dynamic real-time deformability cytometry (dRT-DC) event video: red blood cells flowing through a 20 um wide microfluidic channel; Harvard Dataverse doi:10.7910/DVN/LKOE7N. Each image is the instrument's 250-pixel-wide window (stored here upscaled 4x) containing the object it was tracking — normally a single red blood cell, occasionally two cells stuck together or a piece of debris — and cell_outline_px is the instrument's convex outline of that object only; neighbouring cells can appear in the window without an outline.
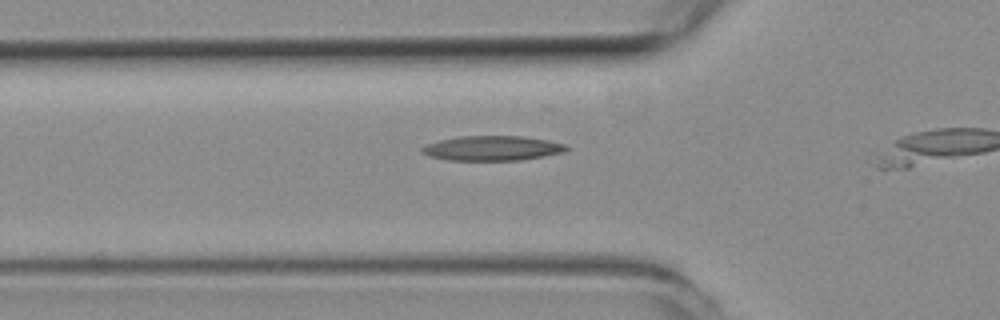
{"species": "common noctule bat (a hibernating species)", "species_latin": "Nyctalus noctula", "temperature_condition": "room temperature", "stored_images_in_passage": 11, "camera_frame_rate_fps": 3000, "um_per_image_px": 0.085, "animal": {"sex": "female", "body_mass_g": 19.3, "forearm_length_mm": 54.1}, "frame": {"image": 1, "passage_image": 7, "time_ms": 2.0, "image_size_px": [1000, 320], "cell_outline_px": [[572, 148], [564, 152], [520, 160], [448, 160], [428, 156], [420, 152], [420, 148], [424, 144], [456, 136], [524, 136], [548, 140], [568, 144]], "centroid_in_image_um": [41.84, 12.59], "position_along_channel_um": 84.0, "area_um2": 21.15}}
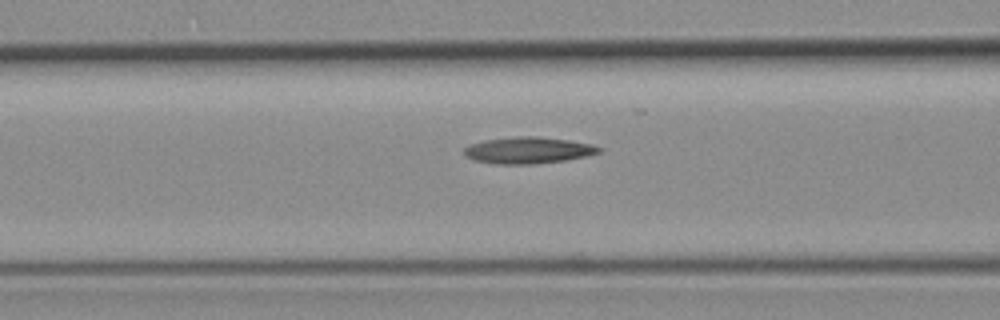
{"frame": {"image": 2, "passage_image": 10, "time_ms": 3.0, "image_size_px": [1000, 320], "cell_outline_px": [[600, 152], [588, 156], [564, 160], [532, 164], [496, 164], [476, 160], [464, 156], [464, 148], [468, 144], [484, 140], [516, 136], [536, 136], [568, 140], [592, 144], [600, 148]], "centroid_in_image_um": [44.86, 12.77], "position_along_channel_um": 121.7, "area_um2": 20.81}}